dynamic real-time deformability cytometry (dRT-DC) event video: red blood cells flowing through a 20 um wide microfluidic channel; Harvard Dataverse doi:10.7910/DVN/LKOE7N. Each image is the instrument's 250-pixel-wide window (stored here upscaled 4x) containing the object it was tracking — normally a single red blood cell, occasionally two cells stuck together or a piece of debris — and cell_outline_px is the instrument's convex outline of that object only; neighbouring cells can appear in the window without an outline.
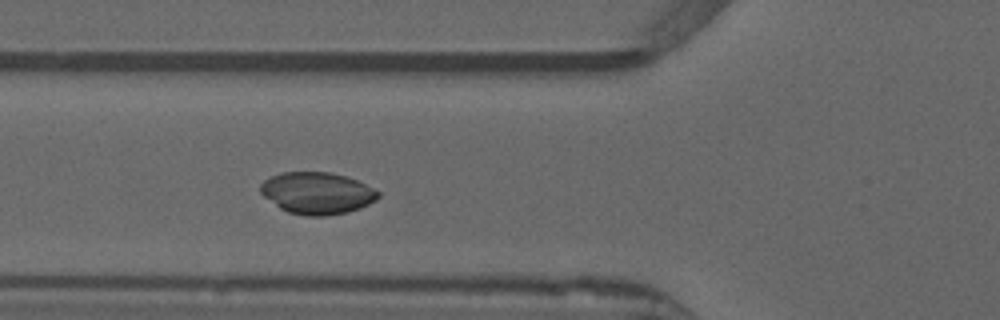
{"species": "common noctule bat (a hibernating species)", "species_latin": "Nyctalus noctula", "temperature_condition": "warm", "stored_images_in_passage": 48, "camera_frame_rate_fps": 3000, "um_per_image_px": 0.085, "animal": {"sex": "male", "forearm_length_mm": 52.5}, "frame": {"image": 1, "passage_image": 14, "time_ms": 4.333, "image_size_px": [1000, 320], "cell_outline_px": [[380, 196], [376, 200], [360, 208], [348, 212], [328, 216], [308, 216], [288, 212], [280, 208], [264, 196], [260, 192], [260, 184], [264, 180], [272, 176], [284, 172], [328, 172], [344, 176], [356, 180], [380, 192]], "centroid_in_image_um": [26.95, 16.42], "position_along_channel_um": 98.9, "area_um2": 28.55}, "authors_computed_cell_mechanics": {"area_um2": 29.3624, "velocity_mm_per_s": 3.8367, "shape_relaxation_time_tau1_ms": 3.2485, "shape_relaxation_time_tau2_ms": null, "deformation_change_tau1": null, "deformation_change_tau2": null}}